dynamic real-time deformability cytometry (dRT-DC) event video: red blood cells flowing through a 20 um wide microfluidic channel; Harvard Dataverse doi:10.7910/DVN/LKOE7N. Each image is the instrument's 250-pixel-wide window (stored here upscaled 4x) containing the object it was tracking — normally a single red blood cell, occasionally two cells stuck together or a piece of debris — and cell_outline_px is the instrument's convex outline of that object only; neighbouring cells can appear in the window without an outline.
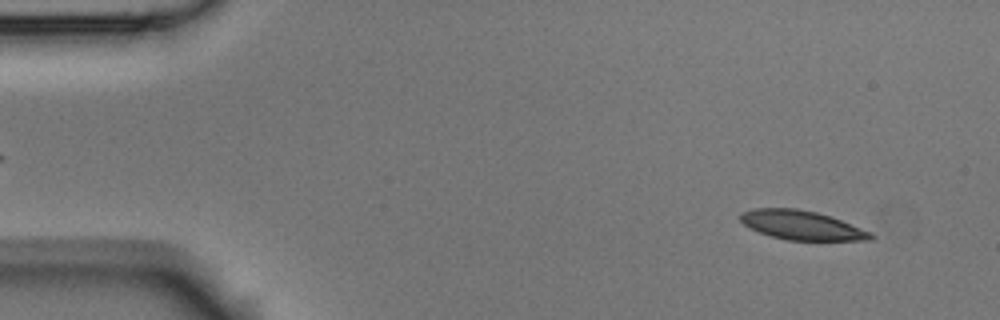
{"species": "Egyptian fruit bat (a non-hibernating species)", "species_latin": "Rousettus aegyptiacus", "temperature_condition": "room temperature", "stored_images_in_passage": 53, "camera_frame_rate_fps": 3000, "um_per_image_px": 0.085, "animal": {"sex": "male"}, "frame": {"image": 1, "passage_image": 4, "time_ms": 1.0, "image_size_px": [1000, 320], "cell_outline_px": [[876, 236], [872, 240], [788, 240], [772, 236], [760, 232], [744, 224], [740, 220], [740, 212], [752, 208], [796, 208], [816, 212], [840, 220], [872, 232]], "centroid_in_image_um": [68.15, 19.14], "position_along_channel_um": 16.9, "area_um2": 21.96}}
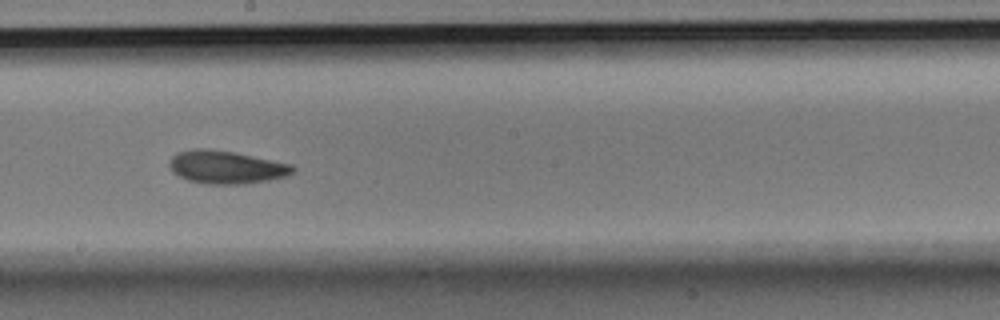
{"frame": {"image": 2, "passage_image": 29, "time_ms": 9.333, "image_size_px": [1000, 320], "cell_outline_px": [[296, 172], [284, 176], [268, 180], [244, 184], [208, 184], [188, 180], [172, 172], [168, 164], [172, 156], [176, 152], [196, 148], [208, 148], [232, 152], [292, 164], [296, 168]], "centroid_in_image_um": [19.21, 14.2], "position_along_channel_um": 229.0, "area_um2": 23.7}}
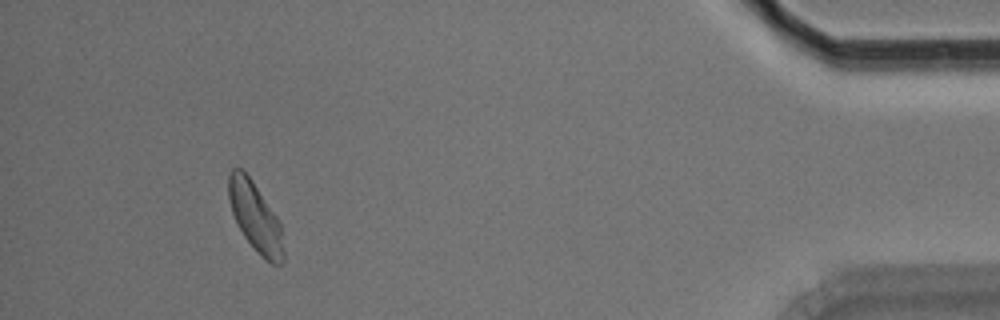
{"frame": {"image": 3, "passage_image": 49, "time_ms": 16.0, "image_size_px": [1000, 320], "cell_outline_px": [[284, 260], [280, 264], [272, 264], [264, 260], [244, 236], [232, 212], [228, 196], [228, 172], [232, 168], [240, 168], [252, 180], [276, 216], [280, 224], [284, 252]], "centroid_in_image_um": [21.69, 18.45], "position_along_channel_um": 413.5, "area_um2": 21.85}, "authors_computed_cell_mechanics": {"area_um2": 22.6576, "velocity_mm_per_s": 3.7225, "shape_relaxation_time_tau1_ms": 6.8016, "shape_relaxation_time_tau2_ms": 3.2702, "deformation_change_tau1": 0.1411, "deformation_change_tau2": 0.0928}}